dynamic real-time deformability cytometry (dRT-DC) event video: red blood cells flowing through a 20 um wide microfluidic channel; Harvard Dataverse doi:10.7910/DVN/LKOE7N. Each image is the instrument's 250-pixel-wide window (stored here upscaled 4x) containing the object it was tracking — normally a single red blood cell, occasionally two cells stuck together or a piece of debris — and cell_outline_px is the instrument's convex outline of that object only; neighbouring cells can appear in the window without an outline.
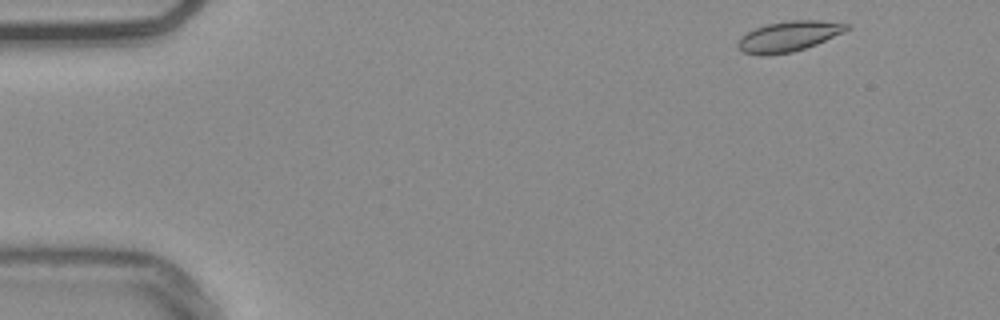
{"species": "common noctule bat (a hibernating species)", "species_latin": "Nyctalus noctula", "temperature_condition": "warm", "stored_images_in_passage": 50, "camera_frame_rate_fps": 3000, "um_per_image_px": 0.085, "animal": {"sex": "male", "body_mass_g": 20.4}, "frame": {"image": 1, "passage_image": 1, "time_ms": 0.0, "image_size_px": [1000, 320], "cell_outline_px": [[852, 28], [844, 32], [816, 44], [792, 52], [768, 56], [764, 56], [744, 52], [736, 48], [736, 44], [740, 36], [756, 28], [768, 24], [788, 20], [820, 20], [852, 24]], "centroid_in_image_um": [67.05, 3.09], "position_along_channel_um": 18.0, "area_um2": 19.42}}
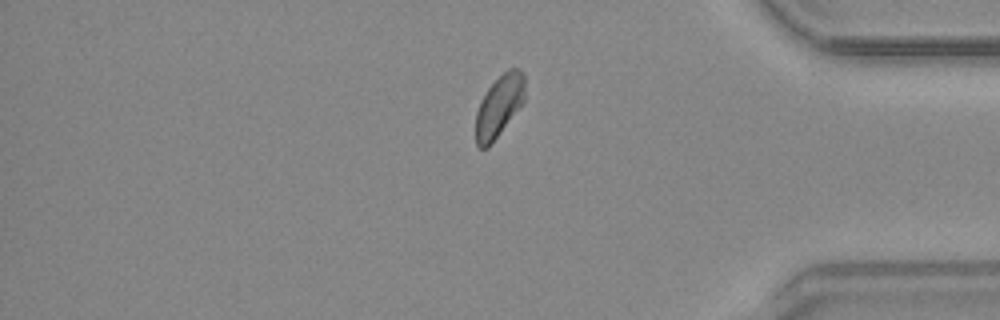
{"frame": {"image": 2, "passage_image": 41, "time_ms": 13.333, "image_size_px": [1000, 320], "cell_outline_px": [[524, 100], [492, 144], [488, 148], [480, 148], [476, 144], [476, 112], [480, 100], [488, 88], [508, 68], [516, 68], [524, 72]], "centroid_in_image_um": [42.41, 9.02], "position_along_channel_um": 392.8, "area_um2": 17.46}}
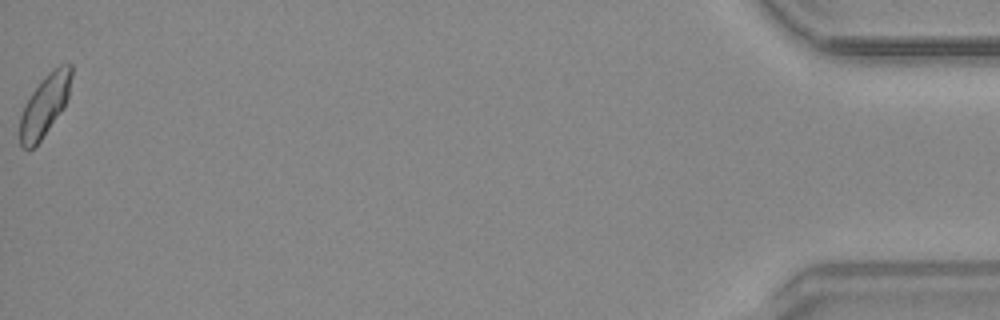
{"frame": {"image": 3, "passage_image": 50, "time_ms": 16.333, "image_size_px": [1000, 320], "cell_outline_px": [[72, 76], [68, 96], [64, 108], [40, 140], [32, 148], [24, 148], [20, 144], [20, 116], [24, 104], [40, 80], [52, 68], [60, 64], [72, 64]], "centroid_in_image_um": [3.81, 8.9], "position_along_channel_um": 431.4, "area_um2": 18.44}, "authors_computed_cell_mechanics": {"area_um2": 18.4093, "velocity_mm_per_s": 3.7604, "shape_relaxation_time_tau1_ms": null, "shape_relaxation_time_tau2_ms": 1.6159, "deformation_change_tau1": null, "deformation_change_tau2": 0.0647}}